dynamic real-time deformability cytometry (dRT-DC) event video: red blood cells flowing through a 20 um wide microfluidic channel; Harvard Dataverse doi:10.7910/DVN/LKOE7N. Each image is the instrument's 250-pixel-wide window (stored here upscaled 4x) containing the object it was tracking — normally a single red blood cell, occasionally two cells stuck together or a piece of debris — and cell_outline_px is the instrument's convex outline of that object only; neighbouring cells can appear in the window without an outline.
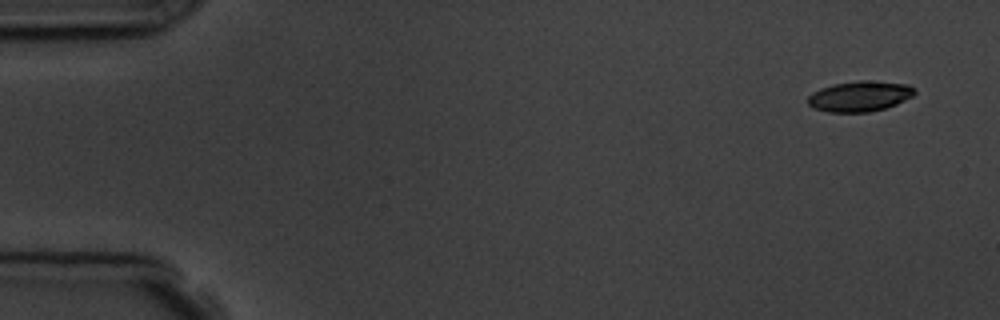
{"species": "common noctule bat (a hibernating species)", "species_latin": "Nyctalus noctula", "temperature_condition": "room temperature", "stored_images_in_passage": 7, "camera_frame_rate_fps": 3000, "um_per_image_px": 0.085, "animal": {"sex": "male", "body_mass_g": 19.5, "forearm_length_mm": 54.6}, "frame": {"image": 1, "passage_image": 1, "time_ms": 0.0, "image_size_px": [1000, 320], "cell_outline_px": [[916, 92], [912, 96], [896, 104], [884, 108], [868, 112], [828, 112], [816, 108], [808, 104], [808, 96], [812, 92], [820, 88], [832, 84], [860, 80], [864, 80], [908, 84], [916, 88]], "centroid_in_image_um": [73.08, 8.17], "position_along_channel_um": 11.9, "area_um2": 18.9}}
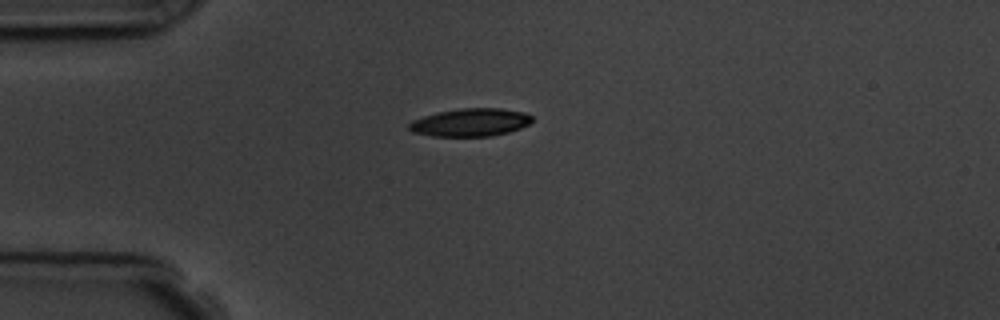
{"frame": {"image": 2, "passage_image": 4, "time_ms": 3.667, "image_size_px": [1000, 320], "cell_outline_px": [[532, 120], [528, 124], [520, 128], [508, 132], [492, 136], [432, 136], [412, 132], [408, 128], [408, 124], [412, 120], [424, 116], [440, 112], [460, 108], [500, 108], [524, 112], [532, 116]], "centroid_in_image_um": [39.98, 10.4], "position_along_channel_um": 45.0, "area_um2": 19.94}}